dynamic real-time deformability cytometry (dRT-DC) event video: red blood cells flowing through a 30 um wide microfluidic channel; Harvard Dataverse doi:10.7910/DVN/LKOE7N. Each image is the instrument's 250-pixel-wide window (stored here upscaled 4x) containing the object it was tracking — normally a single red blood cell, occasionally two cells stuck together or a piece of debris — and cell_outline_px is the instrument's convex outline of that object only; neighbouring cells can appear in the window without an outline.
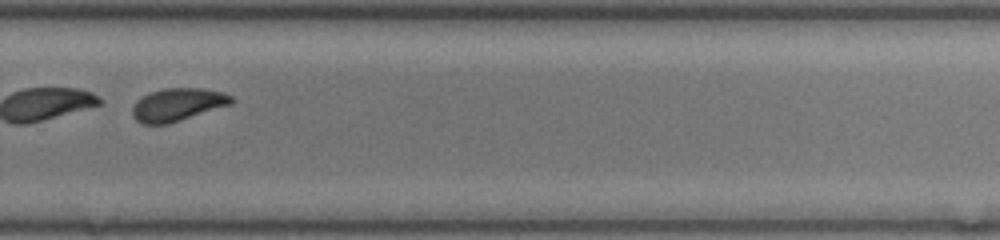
{"species": "common noctule bat (a hibernating species)", "species_latin": "Nyctalus noctula", "temperature_condition": "room temperature", "stored_images_in_passage": 37, "camera_frame_rate_fps": 3000, "um_per_image_px": 0.085, "animal": {"sex": "female", "body_mass_g": 17.0, "forearm_length_mm": 48.0}, "frame": {"image": 1, "passage_image": 22, "time_ms": 7.0, "image_size_px": [1000, 240], "cell_outline_px": [[236, 100], [232, 104], [168, 124], [140, 124], [132, 116], [132, 108], [136, 100], [152, 92], [164, 88], [204, 88], [224, 92], [232, 96]], "centroid_in_image_um": [15.12, 8.89], "position_along_channel_um": 314.7, "area_um2": 19.07}, "authors_computed_cell_mechanics": {"area_um2": 19.9988, "velocity_mm_per_s": 4.1869, "shape_relaxation_time_tau1_ms": 0.7645, "shape_relaxation_time_tau2_ms": 1.5016, "deformation_change_tau1": 0.2843, "deformation_change_tau2": 0.0768}}